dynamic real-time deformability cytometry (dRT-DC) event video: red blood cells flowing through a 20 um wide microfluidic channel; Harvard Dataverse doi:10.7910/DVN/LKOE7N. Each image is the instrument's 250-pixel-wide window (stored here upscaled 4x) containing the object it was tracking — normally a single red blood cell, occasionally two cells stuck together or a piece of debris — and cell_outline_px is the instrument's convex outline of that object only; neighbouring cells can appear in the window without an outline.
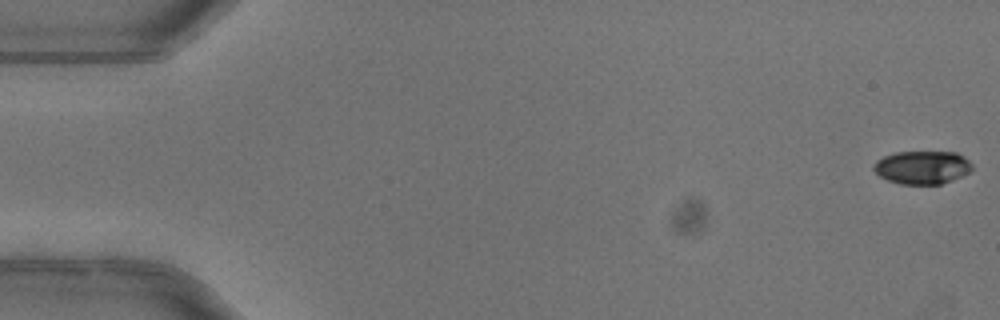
{"species": "common noctule bat (a hibernating species)", "species_latin": "Nyctalus noctula", "temperature_condition": "warm", "stored_images_in_passage": 6, "camera_frame_rate_fps": 3000, "um_per_image_px": 0.085, "animal": {"sex": "female"}, "frame": {"image": 1, "passage_image": 1, "time_ms": 0.0, "image_size_px": [1000, 320], "cell_outline_px": [[972, 168], [968, 172], [952, 180], [940, 184], [900, 184], [888, 180], [880, 176], [872, 168], [872, 164], [876, 160], [884, 156], [896, 152], [956, 152], [964, 156], [972, 164]], "centroid_in_image_um": [78.36, 14.22], "position_along_channel_um": 6.6, "area_um2": 19.02}}
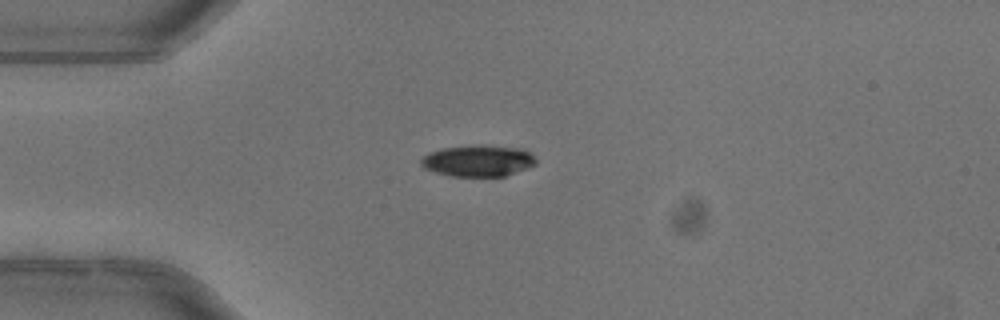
{"frame": {"image": 2, "passage_image": 4, "time_ms": 1.0, "image_size_px": [1000, 320], "cell_outline_px": [[536, 164], [528, 168], [504, 176], [448, 176], [424, 168], [420, 164], [420, 160], [428, 152], [440, 148], [480, 144], [484, 144], [520, 148], [528, 152], [536, 160]], "centroid_in_image_um": [40.6, 13.65], "position_along_channel_um": 44.4, "area_um2": 21.21}}